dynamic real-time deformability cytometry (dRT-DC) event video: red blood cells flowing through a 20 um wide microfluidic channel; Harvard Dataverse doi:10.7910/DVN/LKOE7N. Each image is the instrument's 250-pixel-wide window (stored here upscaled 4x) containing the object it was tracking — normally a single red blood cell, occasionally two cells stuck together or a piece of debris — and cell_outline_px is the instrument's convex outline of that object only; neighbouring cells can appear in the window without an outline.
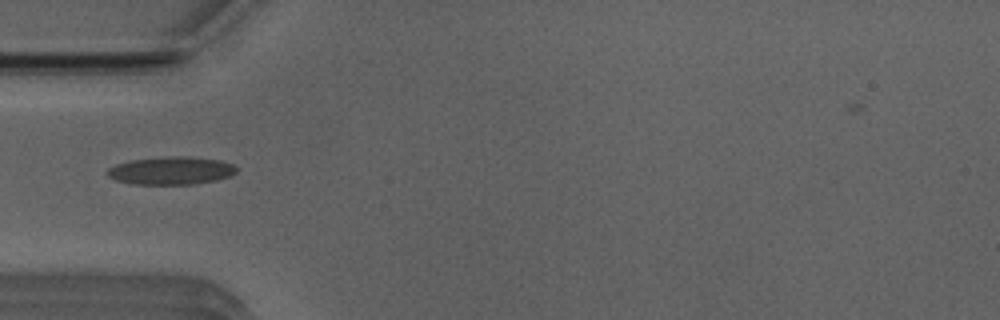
{"species": "Egyptian fruit bat (a non-hibernating species)", "species_latin": "Rousettus aegyptiacus", "temperature_condition": "room temperature", "stored_images_in_passage": 37, "camera_frame_rate_fps": 3000, "um_per_image_px": 0.085, "animal": {"sex": "male"}, "frame": {"image": 1, "passage_image": 2, "time_ms": 0.333, "image_size_px": [1000, 320], "cell_outline_px": [[236, 172], [232, 176], [216, 180], [196, 184], [132, 184], [116, 180], [108, 176], [104, 172], [108, 168], [116, 164], [128, 160], [164, 156], [184, 156], [220, 160], [232, 164], [236, 168]], "centroid_in_image_um": [14.51, 14.5], "position_along_channel_um": 70.5, "area_um2": 21.21}}
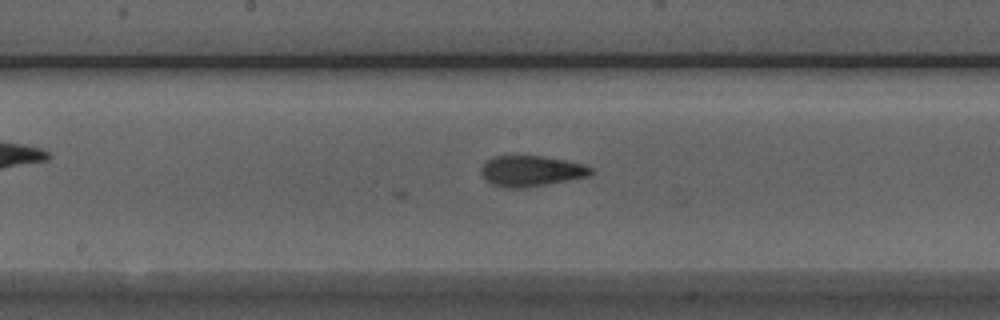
{"frame": {"image": 2, "passage_image": 12, "time_ms": 3.667, "image_size_px": [1000, 320], "cell_outline_px": [[592, 176], [524, 188], [504, 188], [492, 184], [484, 180], [480, 172], [480, 168], [492, 156], [544, 156], [584, 164], [592, 168]], "centroid_in_image_um": [45.14, 14.54], "position_along_channel_um": 203.1, "area_um2": 19.83}}
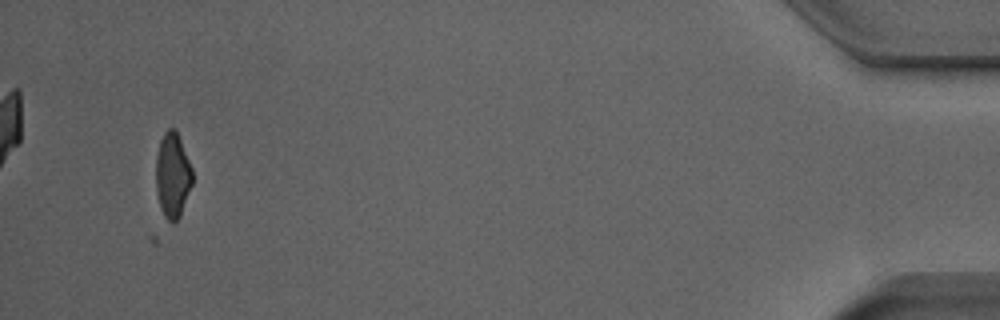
{"frame": {"image": 3, "passage_image": 35, "time_ms": 11.333, "image_size_px": [1000, 320], "cell_outline_px": [[192, 184], [180, 216], [172, 224], [164, 216], [160, 208], [156, 192], [156, 156], [160, 140], [164, 132], [168, 128], [176, 128], [192, 168]], "centroid_in_image_um": [14.66, 14.88], "position_along_channel_um": 420.5, "area_um2": 18.21}}